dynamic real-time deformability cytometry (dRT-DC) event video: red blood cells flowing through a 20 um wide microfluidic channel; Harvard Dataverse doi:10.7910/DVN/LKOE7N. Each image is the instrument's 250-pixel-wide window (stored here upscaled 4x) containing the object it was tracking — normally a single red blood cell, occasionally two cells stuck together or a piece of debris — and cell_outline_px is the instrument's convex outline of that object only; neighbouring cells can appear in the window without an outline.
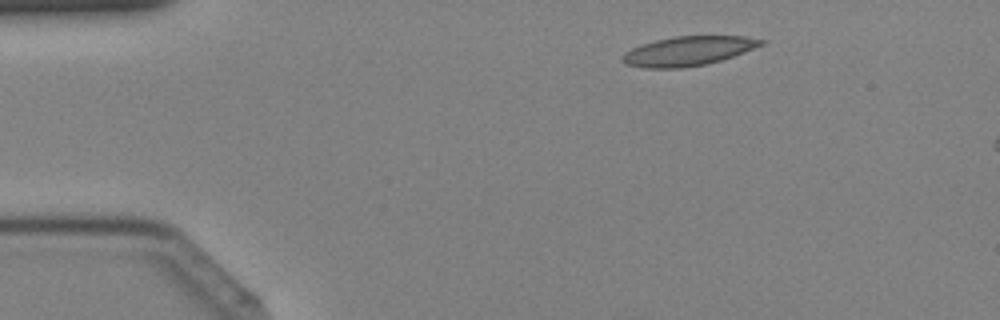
{"species": "Egyptian fruit bat (a non-hibernating species)", "species_latin": "Rousettus aegyptiacus", "temperature_condition": "cold", "stored_images_in_passage": 41, "segment_of_instrument_passage": [1, 2], "camera_frame_rate_fps": 3000, "um_per_image_px": 0.085, "animal": {"sex": "female"}, "frame": {"image": 1, "passage_image": 5, "time_ms": 1.333, "image_size_px": [1000, 320], "cell_outline_px": [[768, 40], [764, 44], [744, 52], [720, 60], [704, 64], [680, 68], [644, 68], [624, 64], [620, 60], [620, 56], [624, 52], [632, 48], [656, 40], [676, 36], [744, 36]], "centroid_in_image_um": [58.47, 4.33], "position_along_channel_um": 26.5, "area_um2": 23.64}}
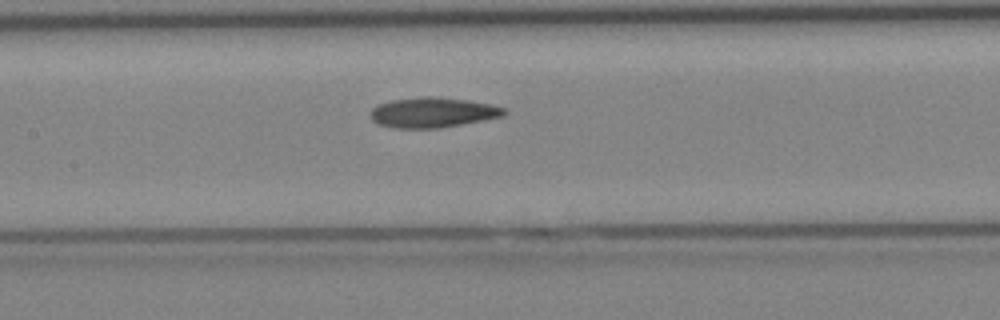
{"frame": {"image": 2, "passage_image": 18, "time_ms": 5.667, "image_size_px": [1000, 320], "cell_outline_px": [[508, 112], [504, 116], [440, 128], [392, 128], [380, 124], [372, 120], [368, 116], [372, 108], [380, 104], [392, 100], [424, 96], [432, 96], [464, 100], [488, 104], [504, 108]], "centroid_in_image_um": [36.75, 9.57], "position_along_channel_um": 170.7, "area_um2": 23.29}}
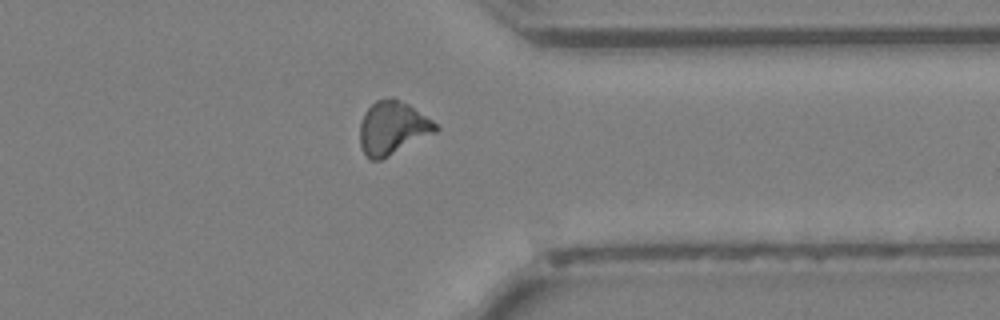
{"frame": {"image": 3, "passage_image": 31, "time_ms": 10.0, "image_size_px": [1000, 320], "cell_outline_px": [[440, 128], [436, 132], [380, 160], [372, 160], [360, 148], [360, 120], [364, 112], [376, 100], [400, 100], [408, 104], [432, 120]], "centroid_in_image_um": [33.35, 10.89], "position_along_channel_um": 378.0, "area_um2": 23.06}}